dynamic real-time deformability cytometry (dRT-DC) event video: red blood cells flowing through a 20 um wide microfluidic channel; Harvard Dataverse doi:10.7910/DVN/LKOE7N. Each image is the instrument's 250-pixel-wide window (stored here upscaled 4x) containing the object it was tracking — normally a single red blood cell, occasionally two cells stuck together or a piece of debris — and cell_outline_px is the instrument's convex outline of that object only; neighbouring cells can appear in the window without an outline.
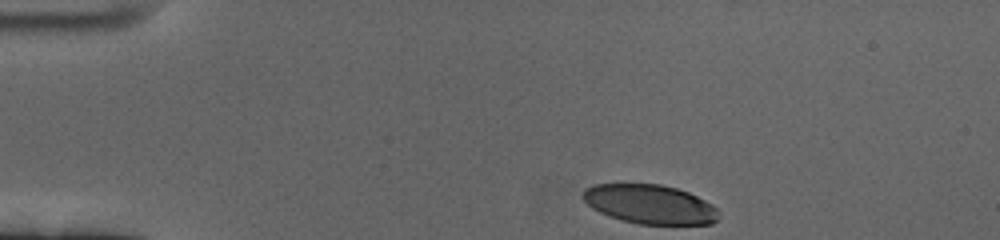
{"species": "human", "species_latin": "Homo sapiens", "temperature_condition": "cold", "stored_images_in_passage": 41, "camera_frame_rate_fps": 3000, "um_per_image_px": 0.085, "donor": {"sex": "female"}, "frame": {"image": 1, "passage_image": 1, "time_ms": 0.0, "image_size_px": [1000, 240], "cell_outline_px": [[716, 220], [712, 224], [640, 224], [620, 220], [608, 216], [592, 208], [580, 196], [584, 188], [592, 184], [660, 184], [676, 188], [688, 192], [712, 204], [716, 208]], "centroid_in_image_um": [55.17, 17.35], "position_along_channel_um": 29.8, "area_um2": 30.98}}
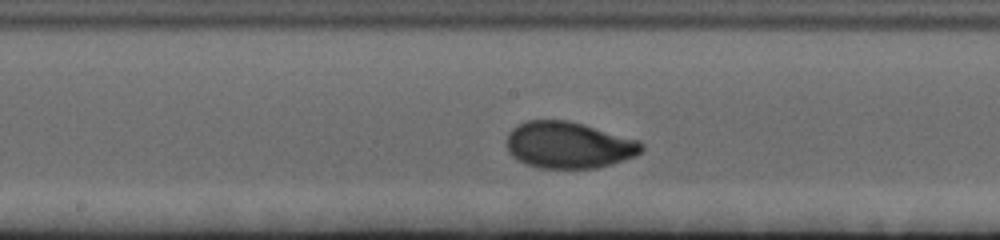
{"frame": {"image": 2, "passage_image": 22, "time_ms": 7.0, "image_size_px": [1000, 240], "cell_outline_px": [[644, 148], [636, 156], [612, 164], [596, 168], [540, 168], [524, 164], [516, 160], [508, 152], [508, 132], [516, 124], [524, 120], [568, 120], [584, 124], [640, 140], [644, 144]], "centroid_in_image_um": [48.34, 12.32], "position_along_channel_um": 199.9, "area_um2": 37.05}}
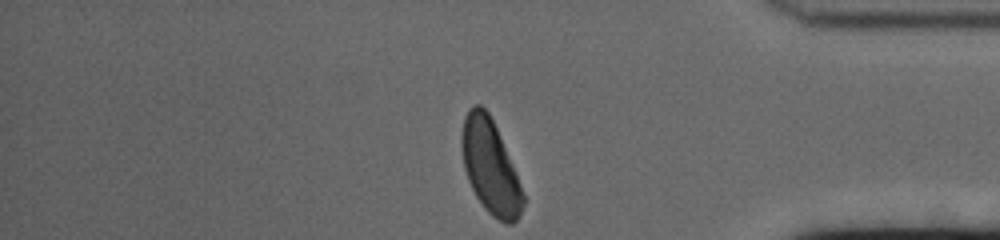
{"frame": {"image": 3, "passage_image": 41, "time_ms": 13.333, "image_size_px": [1000, 240], "cell_outline_px": [[524, 204], [516, 220], [512, 224], [504, 224], [492, 216], [484, 208], [476, 196], [468, 180], [464, 168], [460, 144], [460, 136], [464, 116], [468, 108], [472, 104], [480, 104], [488, 112], [496, 128], [516, 172], [524, 196]], "centroid_in_image_um": [41.64, 14.16], "position_along_channel_um": 393.6, "area_um2": 33.58}, "authors_computed_cell_mechanics": {"area_um2": 35.258, "velocity_mm_per_s": 3.3864, "shape_relaxation_time_tau1_ms": 3.135, "shape_relaxation_time_tau2_ms": 0.9083, "deformation_change_tau1": 0.1685, "deformation_change_tau2": 0.0445}}